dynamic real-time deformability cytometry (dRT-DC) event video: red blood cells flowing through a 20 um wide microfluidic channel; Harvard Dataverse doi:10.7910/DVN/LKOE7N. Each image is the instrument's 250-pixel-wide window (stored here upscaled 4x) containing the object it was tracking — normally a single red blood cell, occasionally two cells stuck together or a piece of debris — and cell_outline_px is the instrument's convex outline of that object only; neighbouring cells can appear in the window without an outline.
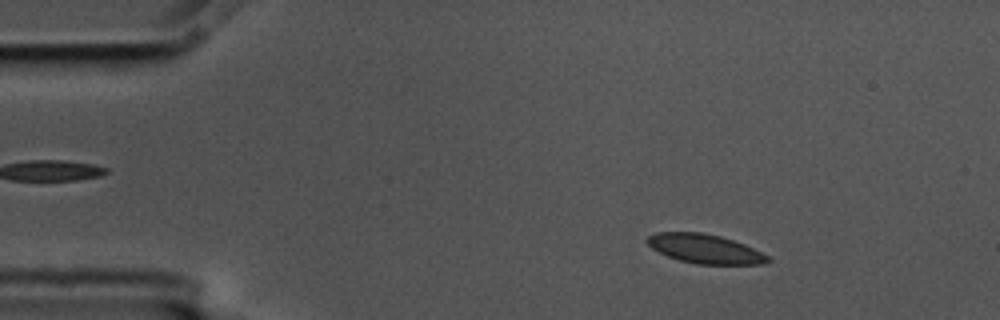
{"species": "common noctule bat (a hibernating species)", "species_latin": "Nyctalus noctula", "temperature_condition": "cold", "stored_images_in_passage": 56, "camera_frame_rate_fps": 3000, "um_per_image_px": 0.085, "animal": {"sex": "male", "body_mass_g": 17.5, "forearm_length_mm": 52.3}, "frame": {"image": 1, "passage_image": 8, "time_ms": 2.333, "image_size_px": [1000, 320], "cell_outline_px": [[772, 260], [764, 264], [696, 264], [680, 260], [668, 256], [652, 248], [644, 240], [648, 236], [656, 232], [704, 232], [720, 236], [744, 244], [768, 256]], "centroid_in_image_um": [59.9, 21.14], "position_along_channel_um": 25.1, "area_um2": 20.4}}
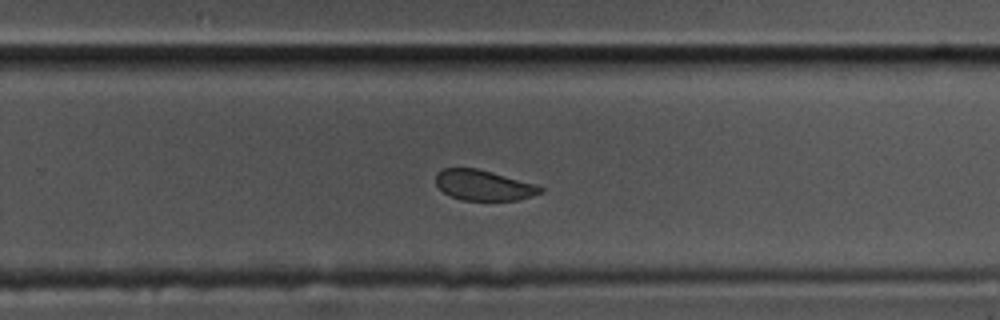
{"frame": {"image": 2, "passage_image": 36, "time_ms": 11.667, "image_size_px": [1000, 320], "cell_outline_px": [[544, 192], [532, 196], [516, 200], [460, 200], [444, 192], [436, 184], [436, 172], [444, 168], [476, 168], [492, 172], [536, 184], [544, 188]], "centroid_in_image_um": [41.12, 15.74], "position_along_channel_um": 288.7, "area_um2": 18.5}}
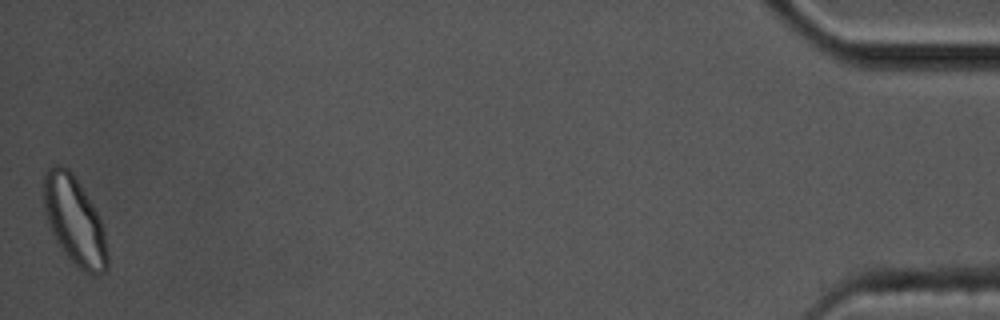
{"frame": {"image": 3, "passage_image": 56, "time_ms": 18.333, "image_size_px": [1000, 320], "cell_outline_px": [[108, 268], [104, 272], [96, 276], [84, 272], [64, 252], [56, 240], [48, 224], [44, 208], [40, 184], [44, 172], [52, 164], [60, 164], [68, 168], [72, 172], [92, 204], [104, 228], [108, 256]], "centroid_in_image_um": [6.29, 18.71], "position_along_channel_um": 428.9, "area_um2": 33.06}, "authors_computed_cell_mechanics": {"area_um2": 20.7213, "velocity_mm_per_s": 3.5264, "shape_relaxation_time_tau1_ms": 4.4509, "shape_relaxation_time_tau2_ms": null, "deformation_change_tau1": 0.08, "deformation_change_tau2": null}}